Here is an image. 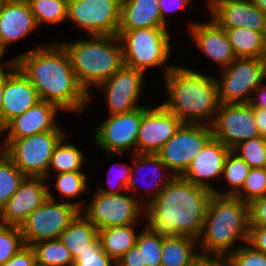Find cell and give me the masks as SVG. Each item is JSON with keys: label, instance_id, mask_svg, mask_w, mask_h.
I'll return each instance as SVG.
<instances>
[{"label": "cell", "instance_id": "23", "mask_svg": "<svg viewBox=\"0 0 266 266\" xmlns=\"http://www.w3.org/2000/svg\"><path fill=\"white\" fill-rule=\"evenodd\" d=\"M188 26L200 51L223 69L237 58L225 29L220 28L212 19L207 23L189 22Z\"/></svg>", "mask_w": 266, "mask_h": 266}, {"label": "cell", "instance_id": "22", "mask_svg": "<svg viewBox=\"0 0 266 266\" xmlns=\"http://www.w3.org/2000/svg\"><path fill=\"white\" fill-rule=\"evenodd\" d=\"M59 110L61 109L53 103L39 101L3 127L4 134L8 132L5 140L25 138L45 131L62 130L55 120Z\"/></svg>", "mask_w": 266, "mask_h": 266}, {"label": "cell", "instance_id": "11", "mask_svg": "<svg viewBox=\"0 0 266 266\" xmlns=\"http://www.w3.org/2000/svg\"><path fill=\"white\" fill-rule=\"evenodd\" d=\"M122 0H68L67 19L90 35H118Z\"/></svg>", "mask_w": 266, "mask_h": 266}, {"label": "cell", "instance_id": "6", "mask_svg": "<svg viewBox=\"0 0 266 266\" xmlns=\"http://www.w3.org/2000/svg\"><path fill=\"white\" fill-rule=\"evenodd\" d=\"M168 27L140 28L118 31L124 66L145 72L146 68L164 66L166 75L174 65H168L171 53Z\"/></svg>", "mask_w": 266, "mask_h": 266}, {"label": "cell", "instance_id": "39", "mask_svg": "<svg viewBox=\"0 0 266 266\" xmlns=\"http://www.w3.org/2000/svg\"><path fill=\"white\" fill-rule=\"evenodd\" d=\"M55 177L56 189L65 199L76 198L82 192L88 190V175L82 173V171L59 173Z\"/></svg>", "mask_w": 266, "mask_h": 266}, {"label": "cell", "instance_id": "28", "mask_svg": "<svg viewBox=\"0 0 266 266\" xmlns=\"http://www.w3.org/2000/svg\"><path fill=\"white\" fill-rule=\"evenodd\" d=\"M197 245V246H196ZM198 240L188 236H165L161 266H187L200 255L195 250Z\"/></svg>", "mask_w": 266, "mask_h": 266}, {"label": "cell", "instance_id": "12", "mask_svg": "<svg viewBox=\"0 0 266 266\" xmlns=\"http://www.w3.org/2000/svg\"><path fill=\"white\" fill-rule=\"evenodd\" d=\"M212 136L211 125L183 123L157 155L174 176H181Z\"/></svg>", "mask_w": 266, "mask_h": 266}, {"label": "cell", "instance_id": "26", "mask_svg": "<svg viewBox=\"0 0 266 266\" xmlns=\"http://www.w3.org/2000/svg\"><path fill=\"white\" fill-rule=\"evenodd\" d=\"M225 29L237 58H264L266 56V34L252 29L236 27Z\"/></svg>", "mask_w": 266, "mask_h": 266}, {"label": "cell", "instance_id": "45", "mask_svg": "<svg viewBox=\"0 0 266 266\" xmlns=\"http://www.w3.org/2000/svg\"><path fill=\"white\" fill-rule=\"evenodd\" d=\"M248 243L266 254V226L250 227Z\"/></svg>", "mask_w": 266, "mask_h": 266}, {"label": "cell", "instance_id": "34", "mask_svg": "<svg viewBox=\"0 0 266 266\" xmlns=\"http://www.w3.org/2000/svg\"><path fill=\"white\" fill-rule=\"evenodd\" d=\"M25 177L6 154L0 158V210L17 191Z\"/></svg>", "mask_w": 266, "mask_h": 266}, {"label": "cell", "instance_id": "46", "mask_svg": "<svg viewBox=\"0 0 266 266\" xmlns=\"http://www.w3.org/2000/svg\"><path fill=\"white\" fill-rule=\"evenodd\" d=\"M117 266H146L143 265L142 253L135 244L116 263Z\"/></svg>", "mask_w": 266, "mask_h": 266}, {"label": "cell", "instance_id": "44", "mask_svg": "<svg viewBox=\"0 0 266 266\" xmlns=\"http://www.w3.org/2000/svg\"><path fill=\"white\" fill-rule=\"evenodd\" d=\"M36 259L32 246L25 245L10 260L0 266H32Z\"/></svg>", "mask_w": 266, "mask_h": 266}, {"label": "cell", "instance_id": "14", "mask_svg": "<svg viewBox=\"0 0 266 266\" xmlns=\"http://www.w3.org/2000/svg\"><path fill=\"white\" fill-rule=\"evenodd\" d=\"M142 116L143 106L127 113L109 115L96 129L95 143L104 149L106 155L122 154L129 149H134L136 153Z\"/></svg>", "mask_w": 266, "mask_h": 266}, {"label": "cell", "instance_id": "35", "mask_svg": "<svg viewBox=\"0 0 266 266\" xmlns=\"http://www.w3.org/2000/svg\"><path fill=\"white\" fill-rule=\"evenodd\" d=\"M164 237V235L155 233L147 225L142 232L138 233L136 245L142 253L143 265L161 266Z\"/></svg>", "mask_w": 266, "mask_h": 266}, {"label": "cell", "instance_id": "52", "mask_svg": "<svg viewBox=\"0 0 266 266\" xmlns=\"http://www.w3.org/2000/svg\"><path fill=\"white\" fill-rule=\"evenodd\" d=\"M253 3L266 14V0H252Z\"/></svg>", "mask_w": 266, "mask_h": 266}, {"label": "cell", "instance_id": "7", "mask_svg": "<svg viewBox=\"0 0 266 266\" xmlns=\"http://www.w3.org/2000/svg\"><path fill=\"white\" fill-rule=\"evenodd\" d=\"M83 205V201L57 203L56 198L48 191V199L20 227L25 245L32 246L43 240L58 239L81 212Z\"/></svg>", "mask_w": 266, "mask_h": 266}, {"label": "cell", "instance_id": "9", "mask_svg": "<svg viewBox=\"0 0 266 266\" xmlns=\"http://www.w3.org/2000/svg\"><path fill=\"white\" fill-rule=\"evenodd\" d=\"M216 79L220 103H249L255 89L266 80L264 58H236ZM253 91V92H252Z\"/></svg>", "mask_w": 266, "mask_h": 266}, {"label": "cell", "instance_id": "49", "mask_svg": "<svg viewBox=\"0 0 266 266\" xmlns=\"http://www.w3.org/2000/svg\"><path fill=\"white\" fill-rule=\"evenodd\" d=\"M253 94H257L258 97H251L249 104L252 107L266 109V84L259 85Z\"/></svg>", "mask_w": 266, "mask_h": 266}, {"label": "cell", "instance_id": "21", "mask_svg": "<svg viewBox=\"0 0 266 266\" xmlns=\"http://www.w3.org/2000/svg\"><path fill=\"white\" fill-rule=\"evenodd\" d=\"M2 101V127L41 101L35 87L12 59Z\"/></svg>", "mask_w": 266, "mask_h": 266}, {"label": "cell", "instance_id": "3", "mask_svg": "<svg viewBox=\"0 0 266 266\" xmlns=\"http://www.w3.org/2000/svg\"><path fill=\"white\" fill-rule=\"evenodd\" d=\"M164 80L169 98L162 104L172 114L183 123L211 125L214 122L221 104L215 77L175 65Z\"/></svg>", "mask_w": 266, "mask_h": 266}, {"label": "cell", "instance_id": "40", "mask_svg": "<svg viewBox=\"0 0 266 266\" xmlns=\"http://www.w3.org/2000/svg\"><path fill=\"white\" fill-rule=\"evenodd\" d=\"M222 263L223 266H266V254L246 243L226 255Z\"/></svg>", "mask_w": 266, "mask_h": 266}, {"label": "cell", "instance_id": "37", "mask_svg": "<svg viewBox=\"0 0 266 266\" xmlns=\"http://www.w3.org/2000/svg\"><path fill=\"white\" fill-rule=\"evenodd\" d=\"M24 246L20 227L0 223V265L10 260Z\"/></svg>", "mask_w": 266, "mask_h": 266}, {"label": "cell", "instance_id": "18", "mask_svg": "<svg viewBox=\"0 0 266 266\" xmlns=\"http://www.w3.org/2000/svg\"><path fill=\"white\" fill-rule=\"evenodd\" d=\"M44 177L26 176L17 191L0 210V223L16 227L48 199L49 187Z\"/></svg>", "mask_w": 266, "mask_h": 266}, {"label": "cell", "instance_id": "33", "mask_svg": "<svg viewBox=\"0 0 266 266\" xmlns=\"http://www.w3.org/2000/svg\"><path fill=\"white\" fill-rule=\"evenodd\" d=\"M250 170V166L233 150H230L229 154L226 157L223 176L228 182L229 187L224 193L215 190L213 193L217 195H232L234 196L243 186L245 178L247 177Z\"/></svg>", "mask_w": 266, "mask_h": 266}, {"label": "cell", "instance_id": "43", "mask_svg": "<svg viewBox=\"0 0 266 266\" xmlns=\"http://www.w3.org/2000/svg\"><path fill=\"white\" fill-rule=\"evenodd\" d=\"M120 164H121L120 165V168L121 169L120 170L119 169L118 170L116 169L118 173L116 174V176H115V174H114V176H112L113 177V180L116 181L115 182V185L116 186H114L116 189H114V187H113L112 189H109L108 190V189H104V188L100 187L98 189V192L105 193V194H121L120 191L122 189H123V191L124 190L127 191V184H128V181H129V177L131 175L132 166H130L128 164L127 165L126 164H122V163H120ZM109 172H111V171L109 170ZM110 175L111 174H108V178L110 179V180L108 179L109 182L112 181V177ZM114 177H115V179H114Z\"/></svg>", "mask_w": 266, "mask_h": 266}, {"label": "cell", "instance_id": "42", "mask_svg": "<svg viewBox=\"0 0 266 266\" xmlns=\"http://www.w3.org/2000/svg\"><path fill=\"white\" fill-rule=\"evenodd\" d=\"M248 206L250 227L266 226V194L251 201Z\"/></svg>", "mask_w": 266, "mask_h": 266}, {"label": "cell", "instance_id": "31", "mask_svg": "<svg viewBox=\"0 0 266 266\" xmlns=\"http://www.w3.org/2000/svg\"><path fill=\"white\" fill-rule=\"evenodd\" d=\"M36 259L48 266H73V258L59 239L43 240L32 245Z\"/></svg>", "mask_w": 266, "mask_h": 266}, {"label": "cell", "instance_id": "10", "mask_svg": "<svg viewBox=\"0 0 266 266\" xmlns=\"http://www.w3.org/2000/svg\"><path fill=\"white\" fill-rule=\"evenodd\" d=\"M90 204L81 212L98 228L126 226L145 216L144 199L137 194H105L96 191ZM139 219V220H138Z\"/></svg>", "mask_w": 266, "mask_h": 266}, {"label": "cell", "instance_id": "30", "mask_svg": "<svg viewBox=\"0 0 266 266\" xmlns=\"http://www.w3.org/2000/svg\"><path fill=\"white\" fill-rule=\"evenodd\" d=\"M63 137L54 148L51 156L49 172L53 169L57 174L72 171H82L84 160L83 152L72 144L65 143Z\"/></svg>", "mask_w": 266, "mask_h": 266}, {"label": "cell", "instance_id": "51", "mask_svg": "<svg viewBox=\"0 0 266 266\" xmlns=\"http://www.w3.org/2000/svg\"><path fill=\"white\" fill-rule=\"evenodd\" d=\"M5 68L7 70H5ZM9 60L0 68V126H2V105L3 94L6 81L9 78Z\"/></svg>", "mask_w": 266, "mask_h": 266}, {"label": "cell", "instance_id": "53", "mask_svg": "<svg viewBox=\"0 0 266 266\" xmlns=\"http://www.w3.org/2000/svg\"><path fill=\"white\" fill-rule=\"evenodd\" d=\"M3 133H4V129H3L2 126H0V134H3ZM2 146H1V149H0V158L5 154V145L2 144Z\"/></svg>", "mask_w": 266, "mask_h": 266}, {"label": "cell", "instance_id": "54", "mask_svg": "<svg viewBox=\"0 0 266 266\" xmlns=\"http://www.w3.org/2000/svg\"><path fill=\"white\" fill-rule=\"evenodd\" d=\"M32 266H48V265L45 263L39 262L37 259H35Z\"/></svg>", "mask_w": 266, "mask_h": 266}, {"label": "cell", "instance_id": "55", "mask_svg": "<svg viewBox=\"0 0 266 266\" xmlns=\"http://www.w3.org/2000/svg\"><path fill=\"white\" fill-rule=\"evenodd\" d=\"M1 60H2V56H0V68L5 64L4 62L2 63Z\"/></svg>", "mask_w": 266, "mask_h": 266}, {"label": "cell", "instance_id": "1", "mask_svg": "<svg viewBox=\"0 0 266 266\" xmlns=\"http://www.w3.org/2000/svg\"><path fill=\"white\" fill-rule=\"evenodd\" d=\"M12 60L35 87L41 101L53 103L61 110L82 113L91 99L79 84L60 43L38 46Z\"/></svg>", "mask_w": 266, "mask_h": 266}, {"label": "cell", "instance_id": "15", "mask_svg": "<svg viewBox=\"0 0 266 266\" xmlns=\"http://www.w3.org/2000/svg\"><path fill=\"white\" fill-rule=\"evenodd\" d=\"M143 71L122 66L112 77L96 86L105 91L107 107L110 115L127 113L136 108L144 86Z\"/></svg>", "mask_w": 266, "mask_h": 266}, {"label": "cell", "instance_id": "47", "mask_svg": "<svg viewBox=\"0 0 266 266\" xmlns=\"http://www.w3.org/2000/svg\"><path fill=\"white\" fill-rule=\"evenodd\" d=\"M191 0H159V8L162 21L167 25V13L188 6Z\"/></svg>", "mask_w": 266, "mask_h": 266}, {"label": "cell", "instance_id": "29", "mask_svg": "<svg viewBox=\"0 0 266 266\" xmlns=\"http://www.w3.org/2000/svg\"><path fill=\"white\" fill-rule=\"evenodd\" d=\"M132 157H134L133 161H134V166H132L133 168H136V169H131V175L129 177V181H128V184H127V191L128 193L130 192V190H136L137 189V179L135 178L136 176V171L134 170H140L141 168L143 167H148V169L151 171H153L154 173V176H155V182H154V186L155 188H153L152 186V190L155 189L154 192H152V197L150 199H146L144 202V206H146L151 200H153L156 196L159 195V193L162 191V189L171 181V179L174 177V175L172 173H170V175L166 177H164L165 179L162 181L163 177L161 178L160 176H165L163 173L162 175H160V170L158 171L157 168L159 169H168V167L162 162V160L160 159V157L157 155V154H142V153H133ZM150 166L155 169H152L150 168ZM145 169V168H144ZM147 169V168H146ZM157 171H158V174H157ZM147 174V173H146ZM147 177V175H146ZM160 177V178H159ZM158 178V180L156 181V179ZM146 178H144L145 180ZM153 179V178H152ZM163 182V183H162ZM157 186V187H156Z\"/></svg>", "mask_w": 266, "mask_h": 266}, {"label": "cell", "instance_id": "8", "mask_svg": "<svg viewBox=\"0 0 266 266\" xmlns=\"http://www.w3.org/2000/svg\"><path fill=\"white\" fill-rule=\"evenodd\" d=\"M66 135L62 130H52L16 140H4L5 154L25 176L47 179L54 148Z\"/></svg>", "mask_w": 266, "mask_h": 266}, {"label": "cell", "instance_id": "50", "mask_svg": "<svg viewBox=\"0 0 266 266\" xmlns=\"http://www.w3.org/2000/svg\"><path fill=\"white\" fill-rule=\"evenodd\" d=\"M253 111L259 135L266 137V109L253 107Z\"/></svg>", "mask_w": 266, "mask_h": 266}, {"label": "cell", "instance_id": "16", "mask_svg": "<svg viewBox=\"0 0 266 266\" xmlns=\"http://www.w3.org/2000/svg\"><path fill=\"white\" fill-rule=\"evenodd\" d=\"M182 124L183 122L163 104L153 109L144 106L136 153L157 154Z\"/></svg>", "mask_w": 266, "mask_h": 266}, {"label": "cell", "instance_id": "5", "mask_svg": "<svg viewBox=\"0 0 266 266\" xmlns=\"http://www.w3.org/2000/svg\"><path fill=\"white\" fill-rule=\"evenodd\" d=\"M65 49L79 84L90 94L124 64L118 35H90L89 39L60 43Z\"/></svg>", "mask_w": 266, "mask_h": 266}, {"label": "cell", "instance_id": "19", "mask_svg": "<svg viewBox=\"0 0 266 266\" xmlns=\"http://www.w3.org/2000/svg\"><path fill=\"white\" fill-rule=\"evenodd\" d=\"M230 150L223 142L212 136L193 158L181 177L191 184L214 192L216 188L209 183L216 177H222L224 163Z\"/></svg>", "mask_w": 266, "mask_h": 266}, {"label": "cell", "instance_id": "13", "mask_svg": "<svg viewBox=\"0 0 266 266\" xmlns=\"http://www.w3.org/2000/svg\"><path fill=\"white\" fill-rule=\"evenodd\" d=\"M214 138L233 150L238 144L260 136L249 103H221L211 124Z\"/></svg>", "mask_w": 266, "mask_h": 266}, {"label": "cell", "instance_id": "32", "mask_svg": "<svg viewBox=\"0 0 266 266\" xmlns=\"http://www.w3.org/2000/svg\"><path fill=\"white\" fill-rule=\"evenodd\" d=\"M38 26L67 20L68 0H27Z\"/></svg>", "mask_w": 266, "mask_h": 266}, {"label": "cell", "instance_id": "17", "mask_svg": "<svg viewBox=\"0 0 266 266\" xmlns=\"http://www.w3.org/2000/svg\"><path fill=\"white\" fill-rule=\"evenodd\" d=\"M207 7L220 28L243 27L266 34V14L252 0H209Z\"/></svg>", "mask_w": 266, "mask_h": 266}, {"label": "cell", "instance_id": "27", "mask_svg": "<svg viewBox=\"0 0 266 266\" xmlns=\"http://www.w3.org/2000/svg\"><path fill=\"white\" fill-rule=\"evenodd\" d=\"M136 224L99 229L98 238L102 250L116 263L136 244Z\"/></svg>", "mask_w": 266, "mask_h": 266}, {"label": "cell", "instance_id": "38", "mask_svg": "<svg viewBox=\"0 0 266 266\" xmlns=\"http://www.w3.org/2000/svg\"><path fill=\"white\" fill-rule=\"evenodd\" d=\"M266 194V168H250L244 184L234 195L245 203Z\"/></svg>", "mask_w": 266, "mask_h": 266}, {"label": "cell", "instance_id": "41", "mask_svg": "<svg viewBox=\"0 0 266 266\" xmlns=\"http://www.w3.org/2000/svg\"><path fill=\"white\" fill-rule=\"evenodd\" d=\"M73 266H117L103 250L99 238L73 260Z\"/></svg>", "mask_w": 266, "mask_h": 266}, {"label": "cell", "instance_id": "4", "mask_svg": "<svg viewBox=\"0 0 266 266\" xmlns=\"http://www.w3.org/2000/svg\"><path fill=\"white\" fill-rule=\"evenodd\" d=\"M249 231L248 203L232 195L213 193L198 238V246H201V249L204 250L200 254L223 259L240 247L239 245L235 246L234 242L237 239H242L241 241L248 243Z\"/></svg>", "mask_w": 266, "mask_h": 266}, {"label": "cell", "instance_id": "36", "mask_svg": "<svg viewBox=\"0 0 266 266\" xmlns=\"http://www.w3.org/2000/svg\"><path fill=\"white\" fill-rule=\"evenodd\" d=\"M233 151L250 168H266V137L258 136L238 144Z\"/></svg>", "mask_w": 266, "mask_h": 266}, {"label": "cell", "instance_id": "20", "mask_svg": "<svg viewBox=\"0 0 266 266\" xmlns=\"http://www.w3.org/2000/svg\"><path fill=\"white\" fill-rule=\"evenodd\" d=\"M38 26L27 0H0V56Z\"/></svg>", "mask_w": 266, "mask_h": 266}, {"label": "cell", "instance_id": "24", "mask_svg": "<svg viewBox=\"0 0 266 266\" xmlns=\"http://www.w3.org/2000/svg\"><path fill=\"white\" fill-rule=\"evenodd\" d=\"M158 2L159 0H122L118 31L168 27L161 19Z\"/></svg>", "mask_w": 266, "mask_h": 266}, {"label": "cell", "instance_id": "2", "mask_svg": "<svg viewBox=\"0 0 266 266\" xmlns=\"http://www.w3.org/2000/svg\"><path fill=\"white\" fill-rule=\"evenodd\" d=\"M212 195L210 190L174 176L145 206V225L160 235L198 240Z\"/></svg>", "mask_w": 266, "mask_h": 266}, {"label": "cell", "instance_id": "48", "mask_svg": "<svg viewBox=\"0 0 266 266\" xmlns=\"http://www.w3.org/2000/svg\"><path fill=\"white\" fill-rule=\"evenodd\" d=\"M187 266H223L222 258L200 254Z\"/></svg>", "mask_w": 266, "mask_h": 266}, {"label": "cell", "instance_id": "25", "mask_svg": "<svg viewBox=\"0 0 266 266\" xmlns=\"http://www.w3.org/2000/svg\"><path fill=\"white\" fill-rule=\"evenodd\" d=\"M98 231L99 229L80 212L58 239L75 259L98 238Z\"/></svg>", "mask_w": 266, "mask_h": 266}]
</instances>
